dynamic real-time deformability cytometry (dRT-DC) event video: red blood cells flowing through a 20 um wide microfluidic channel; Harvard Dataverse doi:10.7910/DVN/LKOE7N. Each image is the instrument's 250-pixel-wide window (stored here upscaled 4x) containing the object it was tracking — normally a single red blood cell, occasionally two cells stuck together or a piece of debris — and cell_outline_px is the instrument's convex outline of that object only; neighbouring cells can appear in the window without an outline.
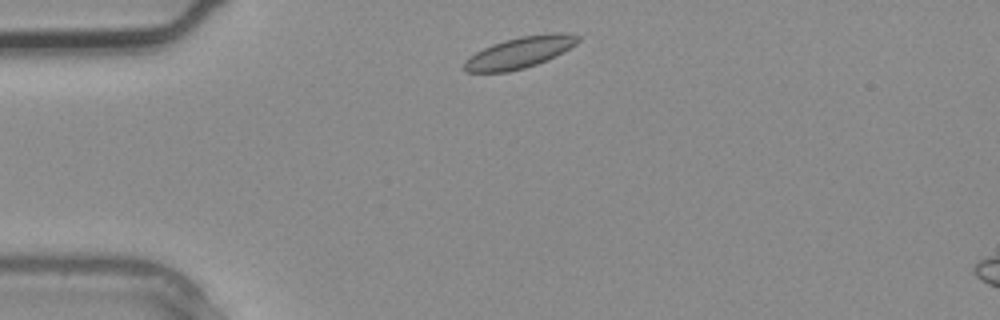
{"species": "common noctule bat (a hibernating species)", "species_latin": "Nyctalus noctula", "temperature_condition": "warm", "stored_images_in_passage": 2, "segment_of_instrument_passage": [1, 2], "camera_frame_rate_fps": 3000, "um_per_image_px": 0.085, "animal": {"sex": "male", "body_mass_g": 20.4}, "frame": {"image": 1, "passage_image": 1, "time_ms": 0.0, "image_size_px": [1000, 320], "cell_outline_px": [[580, 40], [576, 44], [556, 56], [548, 60], [524, 68], [508, 72], [464, 72], [464, 60], [476, 52], [492, 44], [504, 40], [520, 36], [548, 32], [560, 32], [580, 36]], "centroid_in_image_um": [44.18, 4.45], "position_along_channel_um": 40.8, "area_um2": 20.87}}